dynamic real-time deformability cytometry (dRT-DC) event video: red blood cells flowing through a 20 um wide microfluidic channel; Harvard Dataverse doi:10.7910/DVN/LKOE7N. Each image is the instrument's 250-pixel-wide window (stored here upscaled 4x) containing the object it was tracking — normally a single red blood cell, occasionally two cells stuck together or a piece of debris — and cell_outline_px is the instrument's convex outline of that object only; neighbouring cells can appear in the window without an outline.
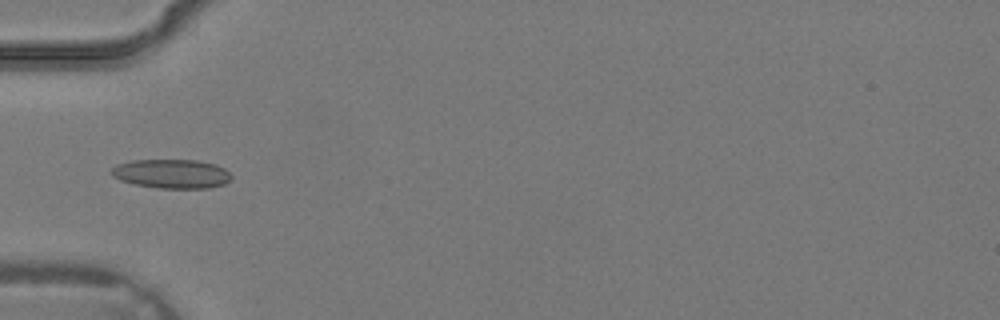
{"species": "common noctule bat (a hibernating species)", "species_latin": "Nyctalus noctula", "temperature_condition": "warm", "stored_images_in_passage": 4, "camera_frame_rate_fps": 3000, "um_per_image_px": 0.085, "animal": {"sex": "male", "body_mass_g": 19.2, "forearm_length_mm": 51.8}, "frame": {"image": 1, "passage_image": 4, "time_ms": 1.0, "image_size_px": [1000, 320], "cell_outline_px": [[232, 180], [224, 184], [208, 188], [156, 188], [136, 184], [120, 180], [112, 176], [112, 168], [116, 164], [132, 160], [196, 160], [216, 164], [224, 168], [232, 176]], "centroid_in_image_um": [14.61, 14.77], "position_along_channel_um": 70.4, "area_um2": 20.4}}